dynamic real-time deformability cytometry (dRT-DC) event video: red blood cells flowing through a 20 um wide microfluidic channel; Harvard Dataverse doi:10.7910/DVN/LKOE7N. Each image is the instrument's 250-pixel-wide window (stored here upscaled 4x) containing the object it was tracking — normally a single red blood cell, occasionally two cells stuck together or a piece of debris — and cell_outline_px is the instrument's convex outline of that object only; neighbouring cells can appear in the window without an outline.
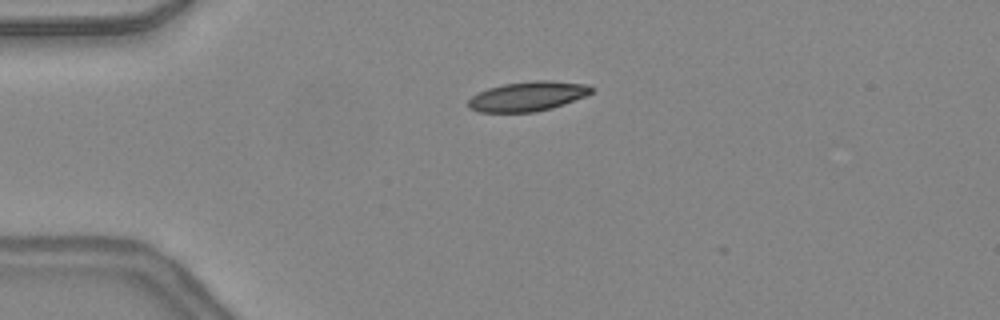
{"species": "common noctule bat (a hibernating species)", "species_latin": "Nyctalus noctula", "temperature_condition": "warm", "stored_images_in_passage": 33, "camera_frame_rate_fps": 3000, "um_per_image_px": 0.085, "animal": {"sex": "female", "body_mass_g": 24.6, "forearm_length_mm": 56.2}, "frame": {"image": 1, "passage_image": 1, "time_ms": 0.0, "image_size_px": [1000, 320], "cell_outline_px": [[592, 92], [584, 96], [564, 104], [552, 108], [536, 112], [476, 112], [468, 108], [468, 100], [472, 96], [488, 88], [504, 84], [536, 80], [552, 80], [588, 84], [592, 88]], "centroid_in_image_um": [44.84, 8.19], "position_along_channel_um": 40.2, "area_um2": 21.27}}
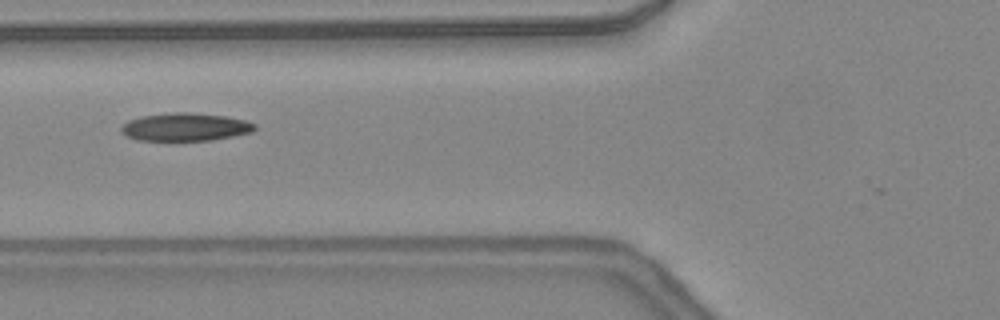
{"frame": {"image": 2, "passage_image": 8, "time_ms": 2.333, "image_size_px": [1000, 320], "cell_outline_px": [[256, 128], [252, 132], [212, 140], [136, 140], [120, 132], [120, 128], [128, 120], [140, 116], [172, 112], [188, 112], [224, 116], [244, 120], [256, 124]], "centroid_in_image_um": [15.72, 10.79], "position_along_channel_um": 110.1, "area_um2": 21.68}}
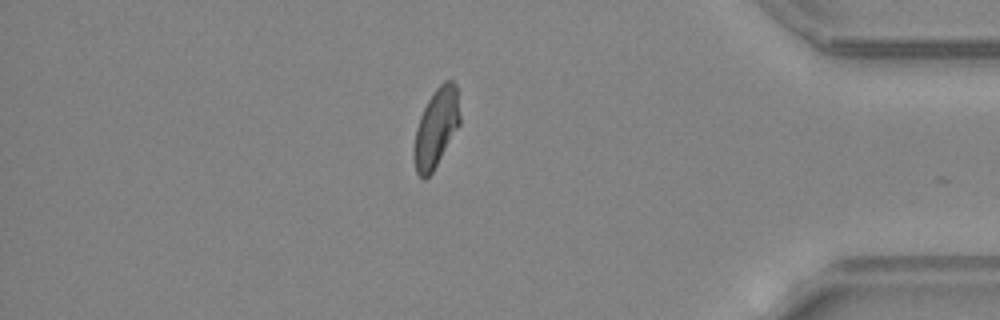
{"frame": {"image": 3, "passage_image": 30, "time_ms": 9.667, "image_size_px": [1000, 320], "cell_outline_px": [[460, 124], [432, 172], [424, 180], [416, 172], [412, 156], [412, 148], [416, 128], [420, 116], [428, 100], [436, 88], [444, 80], [452, 80], [456, 84], [460, 116]], "centroid_in_image_um": [37.05, 10.87], "position_along_channel_um": 398.2, "area_um2": 21.1}, "authors_computed_cell_mechanics": {"area_um2": 21.5016, "velocity_mm_per_s": 4.3874, "shape_relaxation_time_tau1_ms": 8.4158, "shape_relaxation_time_tau2_ms": 1.979, "deformation_change_tau1": 0.2321, "deformation_change_tau2": 0.0839}}